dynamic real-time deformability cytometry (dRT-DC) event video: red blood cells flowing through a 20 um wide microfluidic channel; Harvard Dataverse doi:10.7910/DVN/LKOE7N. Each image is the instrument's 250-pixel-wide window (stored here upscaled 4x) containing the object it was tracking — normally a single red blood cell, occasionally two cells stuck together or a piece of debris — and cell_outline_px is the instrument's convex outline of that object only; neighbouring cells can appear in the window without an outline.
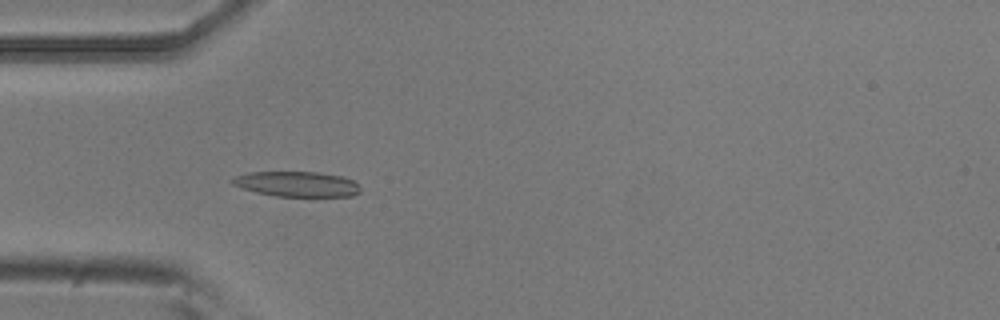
{"species": "common noctule bat (a hibernating species)", "species_latin": "Nyctalus noctula", "temperature_condition": "room temperature", "stored_images_in_passage": 44, "camera_frame_rate_fps": 3000, "um_per_image_px": 0.085, "animal": {"sex": "male", "body_mass_g": 20.5, "forearm_length_mm": 52.5}, "frame": {"image": 1, "passage_image": 5, "time_ms": 1.333, "image_size_px": [1000, 320], "cell_outline_px": [[360, 192], [352, 196], [276, 196], [256, 192], [232, 184], [228, 180], [236, 176], [252, 172], [316, 172], [344, 176], [352, 180], [360, 188]], "centroid_in_image_um": [25.24, 15.64], "position_along_channel_um": 59.8, "area_um2": 18.67}}
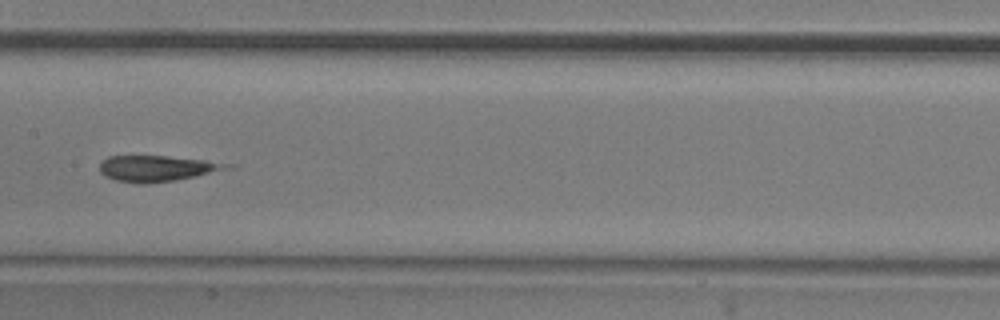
{"frame": {"image": 2, "passage_image": 16, "time_ms": 5.0, "image_size_px": [1000, 320], "cell_outline_px": [[240, 168], [176, 180], [144, 184], [136, 184], [116, 180], [104, 176], [100, 172], [100, 164], [108, 156], [168, 156], [204, 160], [232, 164]], "centroid_in_image_um": [13.44, 14.32], "position_along_channel_um": 194.0, "area_um2": 19.59}}
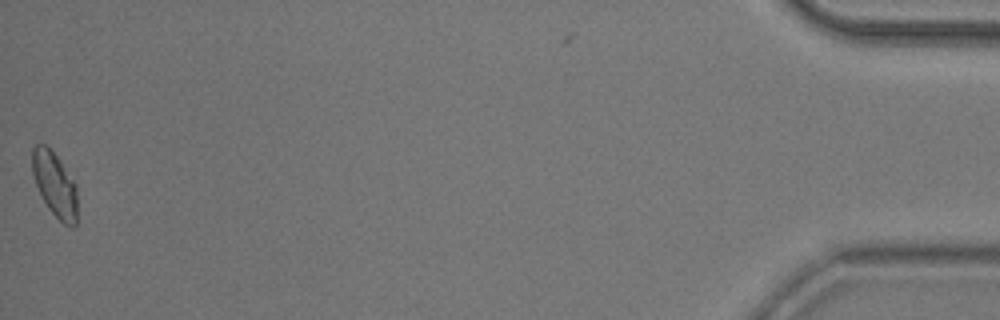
{"frame": {"image": 3, "passage_image": 43, "time_ms": 14.0, "image_size_px": [1000, 320], "cell_outline_px": [[76, 224], [72, 228], [64, 224], [48, 208], [36, 184], [32, 172], [32, 148], [36, 144], [44, 144], [60, 160], [76, 184]], "centroid_in_image_um": [4.66, 15.68], "position_along_channel_um": 430.5, "area_um2": 16.7}}